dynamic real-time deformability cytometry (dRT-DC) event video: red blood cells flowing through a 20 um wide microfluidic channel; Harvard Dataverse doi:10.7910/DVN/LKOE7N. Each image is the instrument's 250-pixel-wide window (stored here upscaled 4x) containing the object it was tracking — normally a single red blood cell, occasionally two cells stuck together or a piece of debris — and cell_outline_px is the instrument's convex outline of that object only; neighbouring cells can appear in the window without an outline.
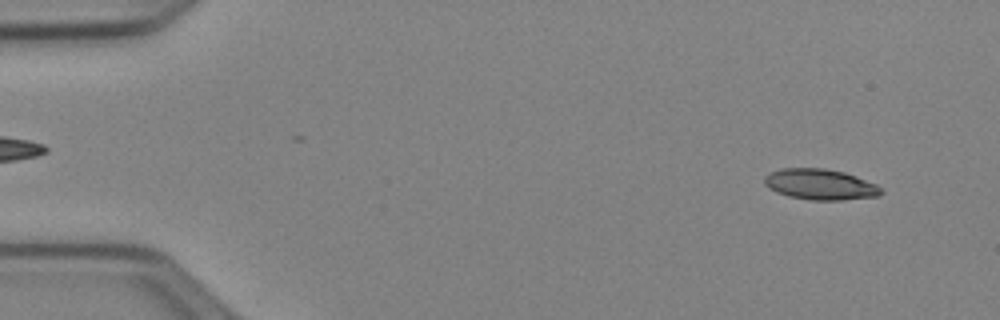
{"species": "Egyptian fruit bat (a non-hibernating species)", "species_latin": "Rousettus aegyptiacus", "temperature_condition": "cold", "stored_images_in_passage": 52, "camera_frame_rate_fps": 3000, "um_per_image_px": 0.085, "animal": {"sex": "female"}, "frame": {"image": 1, "passage_image": 4, "time_ms": 1.0, "image_size_px": [1000, 320], "cell_outline_px": [[884, 192], [880, 196], [840, 200], [812, 200], [788, 196], [776, 192], [764, 184], [764, 176], [772, 172], [784, 168], [824, 168], [844, 172], [856, 176], [876, 184]], "centroid_in_image_um": [69.73, 15.68], "position_along_channel_um": 15.3, "area_um2": 20.87}}
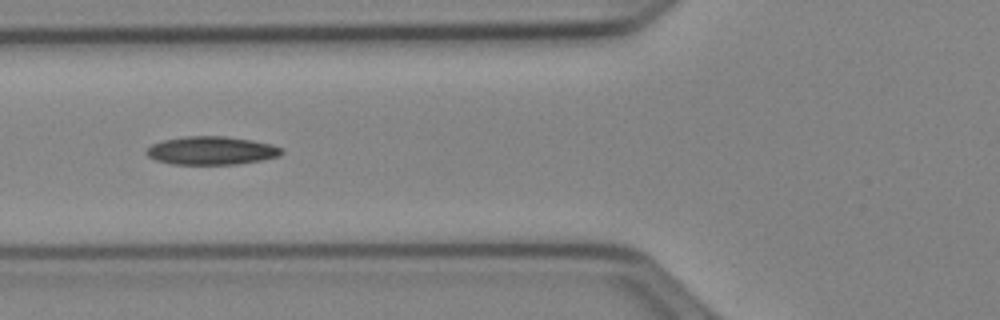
{"frame": {"image": 2, "passage_image": 20, "time_ms": 6.333, "image_size_px": [1000, 320], "cell_outline_px": [[284, 152], [280, 156], [260, 160], [236, 164], [172, 164], [156, 160], [148, 156], [144, 152], [152, 144], [164, 140], [184, 136], [224, 136], [252, 140], [272, 144], [284, 148]], "centroid_in_image_um": [18.0, 12.79], "position_along_channel_um": 107.8, "area_um2": 22.31}}
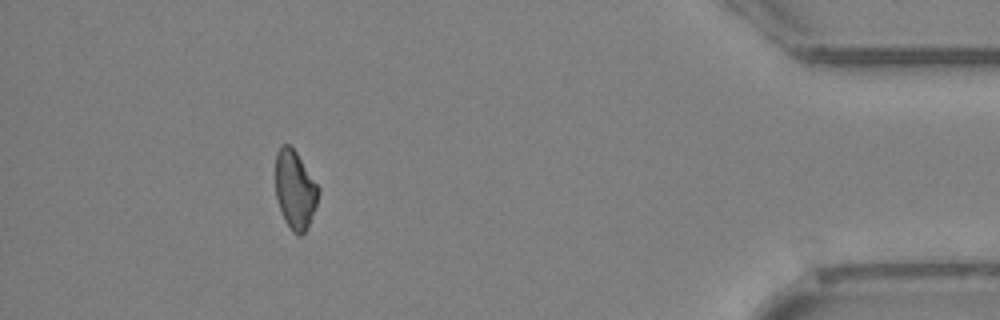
{"frame": {"image": 3, "passage_image": 47, "time_ms": 15.333, "image_size_px": [1000, 320], "cell_outline_px": [[320, 192], [316, 204], [308, 224], [304, 232], [300, 236], [292, 232], [284, 220], [276, 196], [276, 152], [280, 144], [288, 144], [296, 152], [320, 188]], "centroid_in_image_um": [25.07, 16.11], "position_along_channel_um": 410.1, "area_um2": 19.42}}